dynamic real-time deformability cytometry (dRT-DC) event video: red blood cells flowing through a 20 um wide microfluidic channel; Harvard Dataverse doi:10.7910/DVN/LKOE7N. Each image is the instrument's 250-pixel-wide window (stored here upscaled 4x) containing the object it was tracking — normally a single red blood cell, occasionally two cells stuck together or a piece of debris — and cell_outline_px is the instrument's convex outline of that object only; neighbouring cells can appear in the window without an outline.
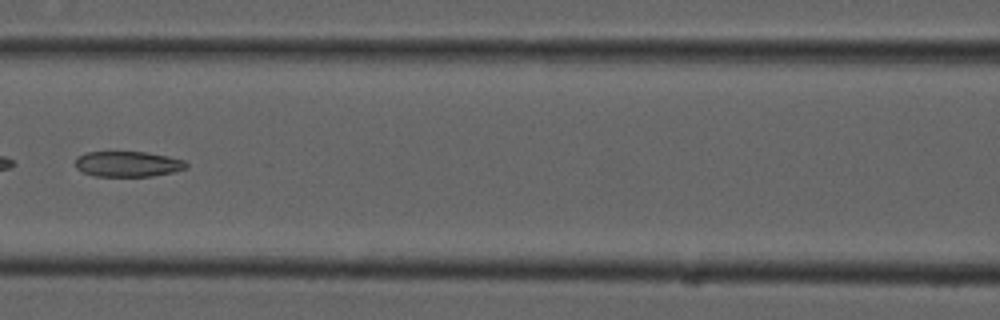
{"species": "common noctule bat (a hibernating species)", "species_latin": "Nyctalus noctula", "temperature_condition": "cold", "stored_images_in_passage": 6, "camera_frame_rate_fps": 3000, "um_per_image_px": 0.085, "animal": {"sex": "male", "forearm_length_mm": 52.5}, "frame": {"image": 1, "passage_image": 6, "time_ms": 1.667, "image_size_px": [1000, 320], "cell_outline_px": [[188, 168], [172, 172], [152, 176], [96, 176], [84, 172], [76, 168], [76, 156], [84, 152], [144, 152], [168, 156], [184, 160], [188, 164]], "centroid_in_image_um": [10.87, 13.93], "position_along_channel_um": 155.7, "area_um2": 16.47}}